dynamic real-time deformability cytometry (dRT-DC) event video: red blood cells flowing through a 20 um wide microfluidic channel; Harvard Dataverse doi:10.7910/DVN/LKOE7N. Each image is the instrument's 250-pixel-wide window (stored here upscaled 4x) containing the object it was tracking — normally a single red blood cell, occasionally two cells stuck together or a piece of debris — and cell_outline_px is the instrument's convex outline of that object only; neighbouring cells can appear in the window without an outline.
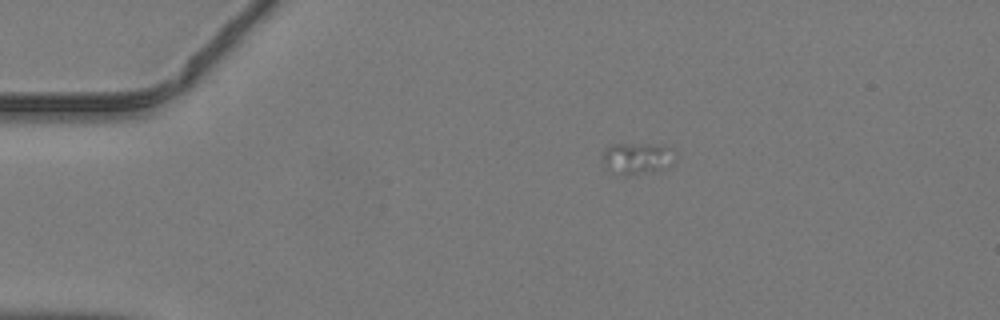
{"species": "common noctule bat (a hibernating species)", "species_latin": "Nyctalus noctula", "temperature_condition": "warm", "stored_images_in_passage": 16, "camera_frame_rate_fps": 3000, "um_per_image_px": 0.085, "animal": {"sex": "male", "body_mass_g": 19.2, "forearm_length_mm": 51.8}, "frame": {"image": 1, "passage_image": 1, "time_ms": 0.0, "image_size_px": [1000, 320], "cell_outline_px": [[668, 148], [664, 168], [636, 172], [624, 172], [604, 164], [604, 148], [612, 144], [648, 144]], "centroid_in_image_um": [53.99, 13.36], "position_along_channel_um": 31.0, "area_um2": 11.16}}